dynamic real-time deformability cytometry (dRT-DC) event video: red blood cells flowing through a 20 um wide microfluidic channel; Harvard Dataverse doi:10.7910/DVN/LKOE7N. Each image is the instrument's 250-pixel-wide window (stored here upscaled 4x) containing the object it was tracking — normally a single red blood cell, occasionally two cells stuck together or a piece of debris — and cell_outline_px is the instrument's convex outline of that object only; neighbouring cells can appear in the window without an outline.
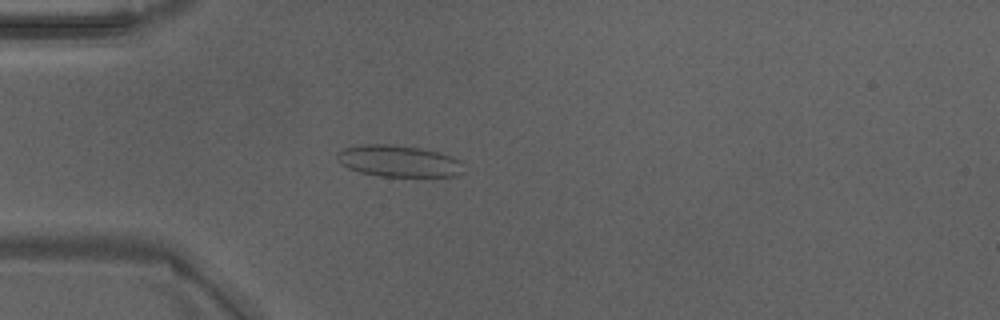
{"species": "Egyptian fruit bat (a non-hibernating species)", "species_latin": "Rousettus aegyptiacus", "temperature_condition": "warm", "stored_images_in_passage": 40, "camera_frame_rate_fps": 3000, "um_per_image_px": 0.085, "animal": {"sex": "male"}, "frame": {"image": 1, "passage_image": 6, "time_ms": 1.667, "image_size_px": [1000, 320], "cell_outline_px": [[464, 172], [456, 176], [380, 176], [360, 172], [348, 168], [336, 160], [336, 152], [344, 148], [360, 144], [392, 144], [420, 148], [440, 152], [452, 156], [460, 160]], "centroid_in_image_um": [33.87, 13.68], "position_along_channel_um": 51.1, "area_um2": 23.47}}
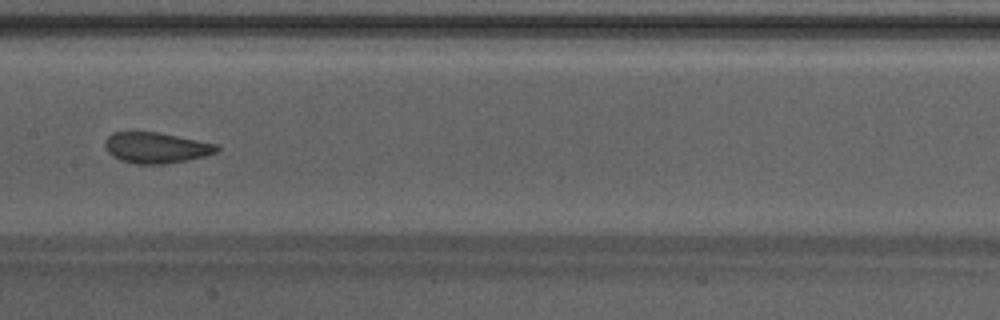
{"frame": {"image": 2, "passage_image": 17, "time_ms": 5.333, "image_size_px": [1000, 320], "cell_outline_px": [[220, 152], [188, 160], [164, 164], [136, 164], [120, 160], [112, 156], [108, 152], [104, 144], [104, 140], [112, 132], [156, 132], [220, 144]], "centroid_in_image_um": [13.3, 12.56], "position_along_channel_um": 194.1, "area_um2": 20.29}}
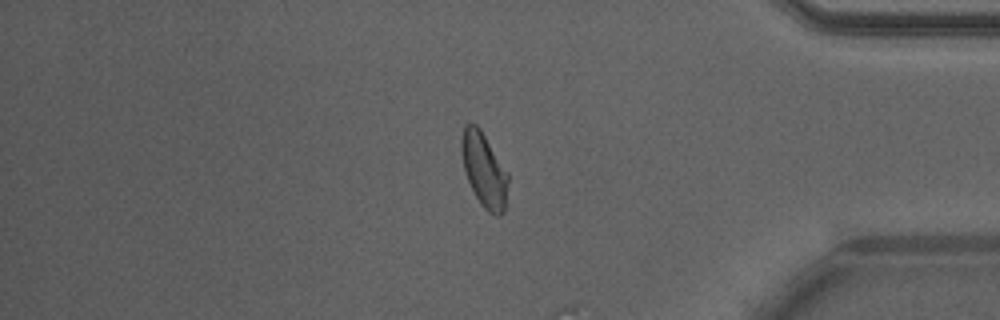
{"frame": {"image": 3, "passage_image": 33, "time_ms": 10.667, "image_size_px": [1000, 320], "cell_outline_px": [[508, 184], [504, 212], [500, 216], [496, 216], [488, 212], [480, 204], [468, 180], [464, 168], [460, 152], [460, 140], [464, 124], [476, 124], [480, 128], [508, 172]], "centroid_in_image_um": [41.14, 14.43], "position_along_channel_um": 394.1, "area_um2": 20.29}, "authors_computed_cell_mechanics": {"area_um2": 20.2878, "velocity_mm_per_s": 4.2352, "shape_relaxation_time_tau1_ms": null, "shape_relaxation_time_tau2_ms": 1.0047, "deformation_change_tau1": null, "deformation_change_tau2": 0.0691}}